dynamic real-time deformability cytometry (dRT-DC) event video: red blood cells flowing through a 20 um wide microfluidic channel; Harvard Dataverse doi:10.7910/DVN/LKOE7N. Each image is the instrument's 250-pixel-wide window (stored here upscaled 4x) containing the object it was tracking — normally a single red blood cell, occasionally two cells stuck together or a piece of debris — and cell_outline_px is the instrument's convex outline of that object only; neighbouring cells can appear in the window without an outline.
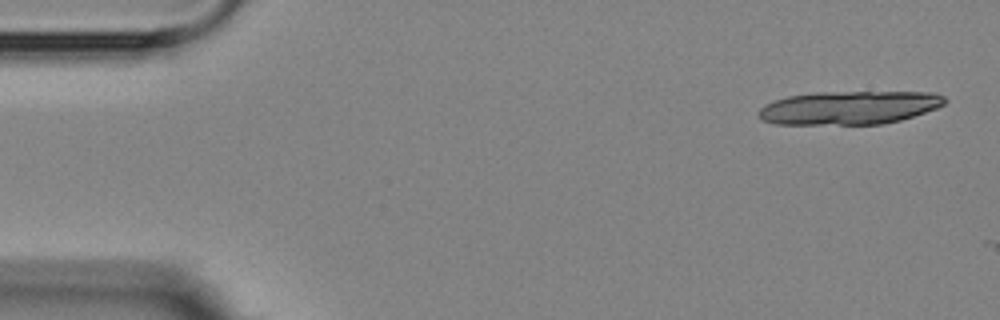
{"species": "Egyptian fruit bat (a non-hibernating species)", "species_latin": "Rousettus aegyptiacus", "temperature_condition": "room temperature", "stored_images_in_passage": 4, "camera_frame_rate_fps": 3000, "um_per_image_px": 0.085, "animal": {"sex": "female"}, "frame": {"image": 1, "passage_image": 1, "time_ms": 0.0, "image_size_px": [1000, 320], "cell_outline_px": [[948, 100], [944, 104], [936, 108], [900, 120], [880, 124], [776, 124], [764, 120], [756, 112], [764, 104], [772, 100], [788, 96], [812, 92], [936, 92], [944, 96]], "centroid_in_image_um": [72.16, 9.14], "position_along_channel_um": 12.8, "area_um2": 36.36}}